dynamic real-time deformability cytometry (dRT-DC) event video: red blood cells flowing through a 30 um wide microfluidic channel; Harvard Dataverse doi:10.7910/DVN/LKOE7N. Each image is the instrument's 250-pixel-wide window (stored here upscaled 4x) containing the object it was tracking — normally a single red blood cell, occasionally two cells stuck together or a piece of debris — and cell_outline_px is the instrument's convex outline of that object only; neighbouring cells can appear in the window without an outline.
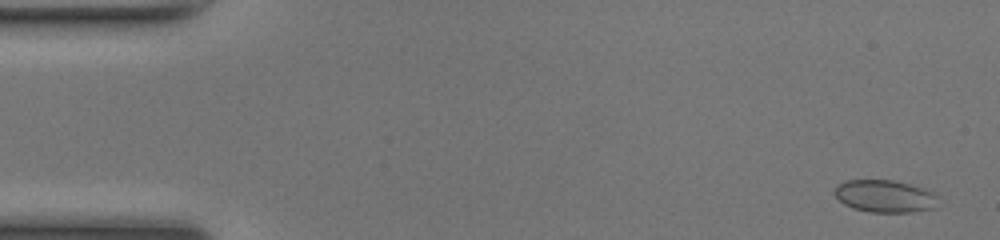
{"species": "common noctule bat (a hibernating species)", "species_latin": "Nyctalus noctula", "temperature_condition": "room temperature", "stored_images_in_passage": 49, "camera_frame_rate_fps": 3000, "um_per_image_px": 0.085, "animal": {"sex": "female", "body_mass_g": 17.0, "forearm_length_mm": 48.0}, "frame": {"image": 1, "passage_image": 2, "time_ms": 0.333, "image_size_px": [1000, 240], "cell_outline_px": [[936, 196], [932, 208], [908, 212], [868, 212], [852, 208], [844, 204], [832, 192], [836, 184], [848, 180], [892, 180], [908, 184], [932, 192]], "centroid_in_image_um": [75.09, 16.67], "position_along_channel_um": 9.9, "area_um2": 19.19}}
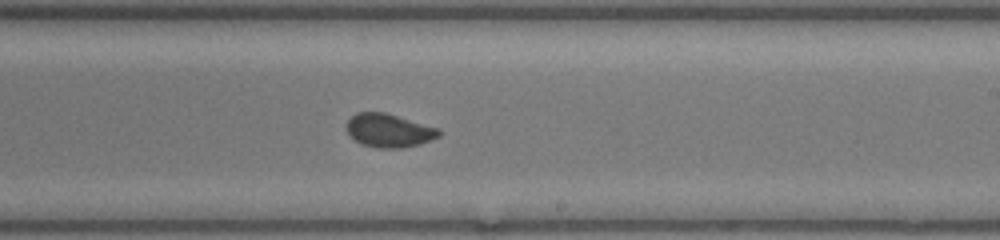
{"frame": {"image": 2, "passage_image": 29, "time_ms": 9.333, "image_size_px": [1000, 240], "cell_outline_px": [[440, 136], [420, 144], [400, 148], [376, 148], [360, 144], [348, 132], [348, 120], [356, 112], [384, 112], [440, 128]], "centroid_in_image_um": [33.09, 11.09], "position_along_channel_um": 255.9, "area_um2": 17.92}}
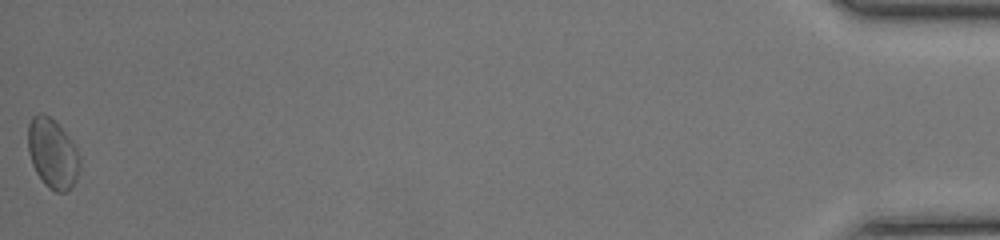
{"frame": {"image": 3, "passage_image": 49, "time_ms": 16.0, "image_size_px": [1000, 240], "cell_outline_px": [[80, 168], [76, 180], [64, 192], [56, 192], [48, 188], [44, 184], [36, 172], [32, 164], [28, 152], [28, 124], [32, 116], [40, 112], [48, 116], [72, 140], [80, 156]], "centroid_in_image_um": [4.46, 13.06], "position_along_channel_um": 430.7, "area_um2": 20.92}, "authors_computed_cell_mechanics": {"area_um2": 18.2648, "velocity_mm_per_s": 4.2241, "shape_relaxation_time_tau1_ms": 4.0046, "shape_relaxation_time_tau2_ms": 0.4252, "deformation_change_tau1": 0.0986, "deformation_change_tau2": 0.0432}}